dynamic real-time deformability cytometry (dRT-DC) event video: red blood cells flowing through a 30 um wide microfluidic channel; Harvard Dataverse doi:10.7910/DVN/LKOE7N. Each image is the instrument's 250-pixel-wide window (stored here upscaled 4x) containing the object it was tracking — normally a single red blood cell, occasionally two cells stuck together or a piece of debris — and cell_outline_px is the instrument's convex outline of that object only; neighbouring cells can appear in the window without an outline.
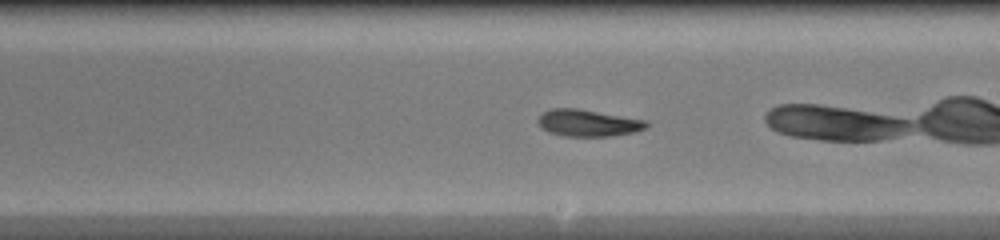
{"species": "common noctule bat (a hibernating species)", "species_latin": "Nyctalus noctula", "temperature_condition": "warm", "stored_images_in_passage": 44, "camera_frame_rate_fps": 3000, "um_per_image_px": 0.085, "animal": {"sex": "female", "body_mass_g": 20.0, "forearm_length_mm": 54.0}, "frame": {"image": 1, "passage_image": 24, "time_ms": 7.667, "image_size_px": [1000, 240], "cell_outline_px": [[648, 128], [636, 132], [612, 136], [564, 136], [548, 132], [540, 128], [536, 120], [544, 112], [552, 108], [576, 108], [648, 120]], "centroid_in_image_um": [50.0, 10.46], "position_along_channel_um": 239.0, "area_um2": 17.17}}